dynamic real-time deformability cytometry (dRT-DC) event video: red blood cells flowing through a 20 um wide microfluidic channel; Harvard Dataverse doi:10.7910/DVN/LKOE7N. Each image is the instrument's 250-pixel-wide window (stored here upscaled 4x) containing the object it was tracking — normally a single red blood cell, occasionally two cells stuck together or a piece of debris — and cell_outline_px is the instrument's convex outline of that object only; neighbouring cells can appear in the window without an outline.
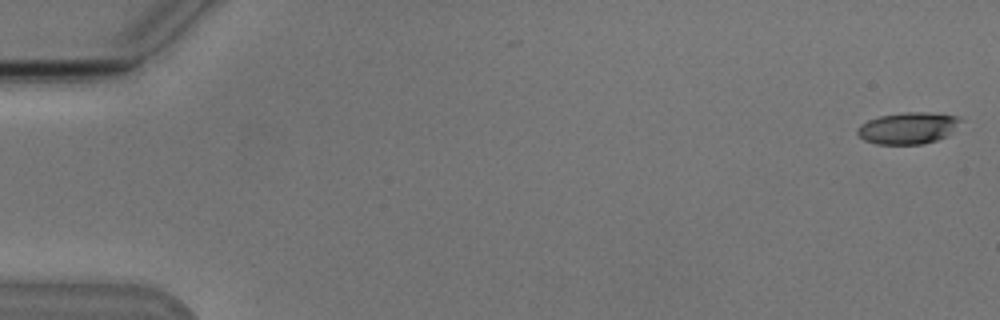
{"species": "Egyptian fruit bat (a non-hibernating species)", "species_latin": "Rousettus aegyptiacus", "temperature_condition": "cold", "stored_images_in_passage": 54, "camera_frame_rate_fps": 3000, "um_per_image_px": 0.085, "animal": {"sex": "male"}, "frame": {"image": 1, "passage_image": 1, "time_ms": 0.0, "image_size_px": [1000, 320], "cell_outline_px": [[964, 120], [944, 136], [936, 140], [920, 144], [876, 144], [864, 140], [856, 132], [856, 128], [860, 124], [868, 120], [880, 116], [904, 112], [928, 112], [960, 116]], "centroid_in_image_um": [77.16, 10.87], "position_along_channel_um": 7.8, "area_um2": 18.96}}
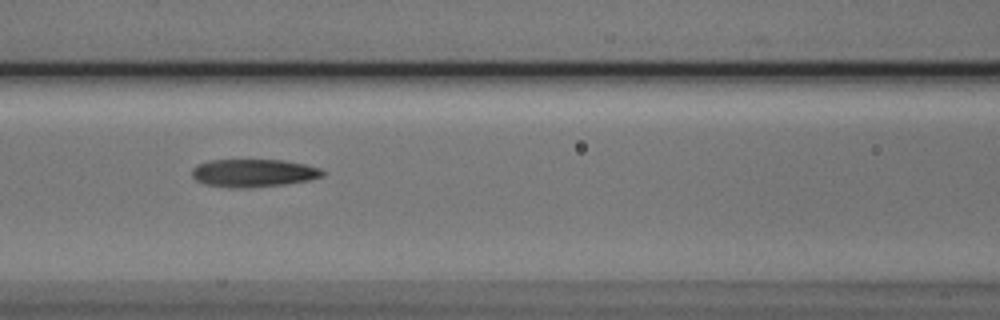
{"frame": {"image": 2, "passage_image": 24, "time_ms": 7.667, "image_size_px": [1000, 320], "cell_outline_px": [[324, 176], [308, 180], [284, 184], [252, 188], [228, 188], [204, 184], [196, 180], [192, 176], [192, 168], [196, 164], [208, 160], [284, 160], [304, 164], [320, 168], [324, 172]], "centroid_in_image_um": [21.5, 14.71], "position_along_channel_um": 145.1, "area_um2": 21.44}}
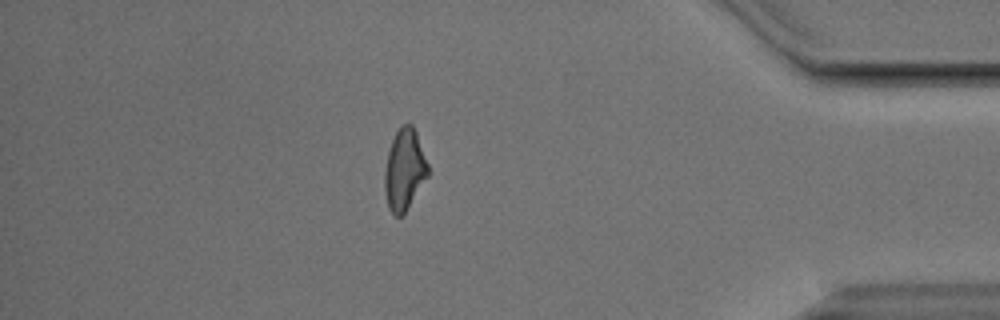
{"frame": {"image": 3, "passage_image": 47, "time_ms": 15.333, "image_size_px": [1000, 320], "cell_outline_px": [[428, 176], [404, 212], [400, 216], [396, 216], [388, 208], [384, 188], [384, 172], [388, 152], [392, 140], [396, 132], [404, 124], [412, 124], [416, 132], [428, 164]], "centroid_in_image_um": [34.36, 14.41], "position_along_channel_um": 400.8, "area_um2": 20.11}, "authors_computed_cell_mechanics": {"area_um2": 20.9525, "velocity_mm_per_s": 3.8175, "shape_relaxation_time_tau1_ms": 3.7855, "shape_relaxation_time_tau2_ms": 3.8027, "deformation_change_tau1": 0.1637, "deformation_change_tau2": 0.139}}